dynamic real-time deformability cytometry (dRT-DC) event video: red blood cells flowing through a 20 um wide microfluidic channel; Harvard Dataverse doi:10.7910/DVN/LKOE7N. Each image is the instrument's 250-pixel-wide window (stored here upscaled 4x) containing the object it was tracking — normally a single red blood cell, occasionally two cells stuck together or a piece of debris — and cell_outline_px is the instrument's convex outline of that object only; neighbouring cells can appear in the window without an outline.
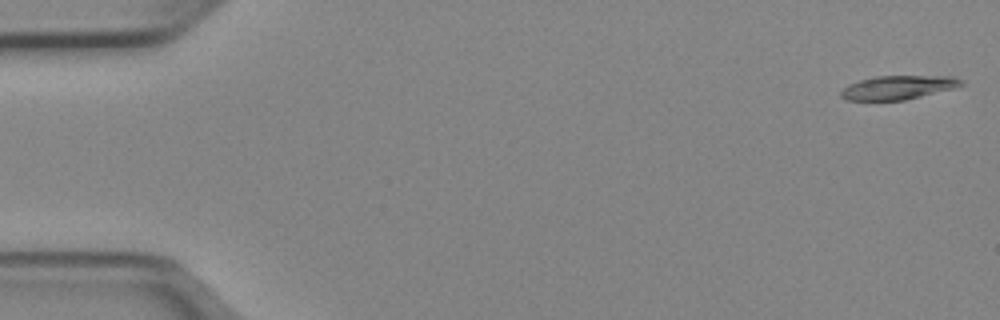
{"species": "Egyptian fruit bat (a non-hibernating species)", "species_latin": "Rousettus aegyptiacus", "temperature_condition": "cold", "stored_images_in_passage": 14, "camera_frame_rate_fps": 3000, "um_per_image_px": 0.085, "animal": {"sex": "female"}, "frame": {"image": 1, "passage_image": 1, "time_ms": 0.0, "image_size_px": [1000, 320], "cell_outline_px": [[964, 84], [952, 88], [904, 100], [848, 100], [840, 96], [840, 92], [848, 84], [860, 80], [876, 76], [956, 76], [964, 80]], "centroid_in_image_um": [76.34, 7.42], "position_along_channel_um": 8.7, "area_um2": 16.53}}
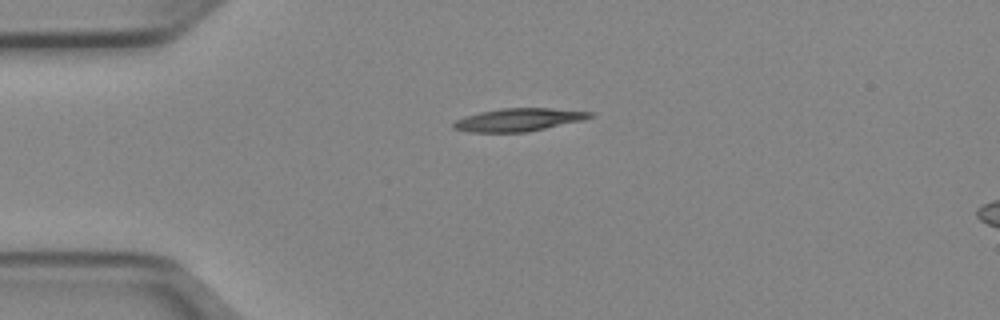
{"frame": {"image": 2, "passage_image": 12, "time_ms": 3.667, "image_size_px": [1000, 320], "cell_outline_px": [[592, 116], [580, 120], [528, 132], [468, 132], [452, 128], [452, 124], [456, 120], [464, 116], [480, 112], [500, 108], [548, 108], [592, 112]], "centroid_in_image_um": [43.99, 10.18], "position_along_channel_um": 41.0, "area_um2": 17.98}}